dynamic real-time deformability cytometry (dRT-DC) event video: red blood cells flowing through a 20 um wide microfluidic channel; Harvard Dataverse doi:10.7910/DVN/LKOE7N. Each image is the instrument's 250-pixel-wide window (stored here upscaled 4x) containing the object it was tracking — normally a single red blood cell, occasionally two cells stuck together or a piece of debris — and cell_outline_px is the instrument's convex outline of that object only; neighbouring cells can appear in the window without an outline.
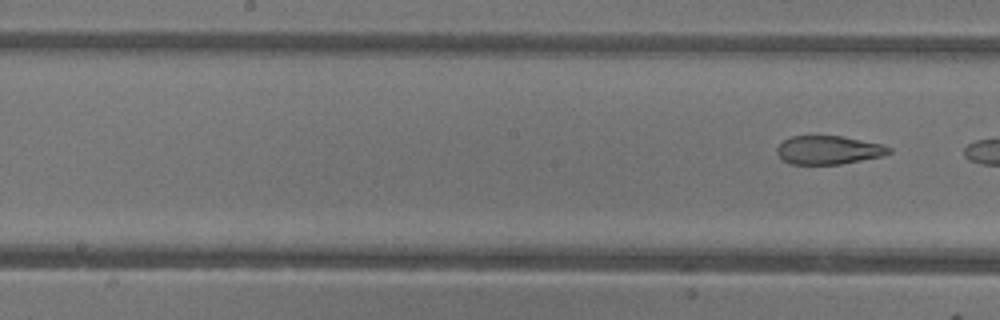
{"species": "common noctule bat (a hibernating species)", "species_latin": "Nyctalus noctula", "temperature_condition": "warm", "stored_images_in_passage": 8, "segment_of_instrument_passage": [2, 2], "camera_frame_rate_fps": 3000, "um_per_image_px": 0.085, "animal": {"sex": "female"}, "frame": {"image": 1, "passage_image": 8, "time_ms": 8.333, "image_size_px": [1000, 320], "cell_outline_px": [[892, 152], [880, 156], [840, 164], [788, 164], [776, 152], [776, 148], [784, 140], [792, 136], [840, 136], [884, 144], [892, 148]], "centroid_in_image_um": [70.43, 12.75], "position_along_channel_um": 177.8, "area_um2": 18.5}}